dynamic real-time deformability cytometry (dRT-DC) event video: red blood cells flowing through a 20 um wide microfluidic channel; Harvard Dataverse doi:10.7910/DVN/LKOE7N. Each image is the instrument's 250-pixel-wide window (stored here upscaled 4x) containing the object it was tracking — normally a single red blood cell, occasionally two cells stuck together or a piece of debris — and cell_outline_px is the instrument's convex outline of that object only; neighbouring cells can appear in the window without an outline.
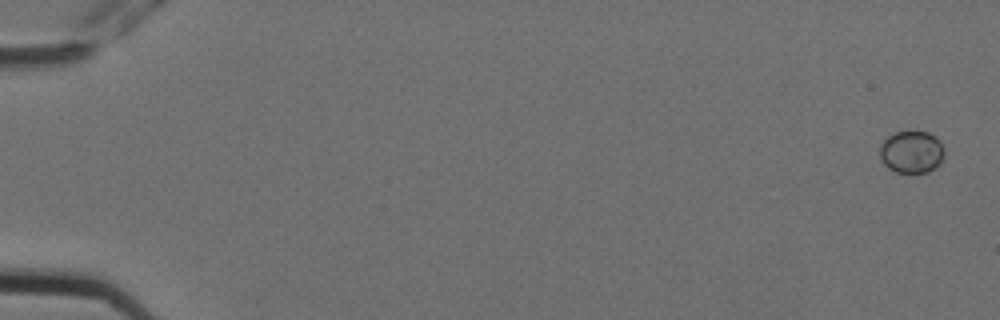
{"species": "Egyptian fruit bat (a non-hibernating species)", "species_latin": "Rousettus aegyptiacus", "temperature_condition": "cold", "stored_images_in_passage": 8, "camera_frame_rate_fps": 3000, "um_per_image_px": 0.085, "animal": {"sex": "female"}, "frame": {"image": 1, "passage_image": 1, "time_ms": 0.0, "image_size_px": [1000, 320], "cell_outline_px": [[944, 156], [928, 172], [896, 172], [888, 168], [880, 160], [880, 144], [888, 136], [896, 132], [928, 132], [936, 136], [940, 140], [944, 148]], "centroid_in_image_um": [77.46, 12.9], "position_along_channel_um": 7.5, "area_um2": 15.78}}
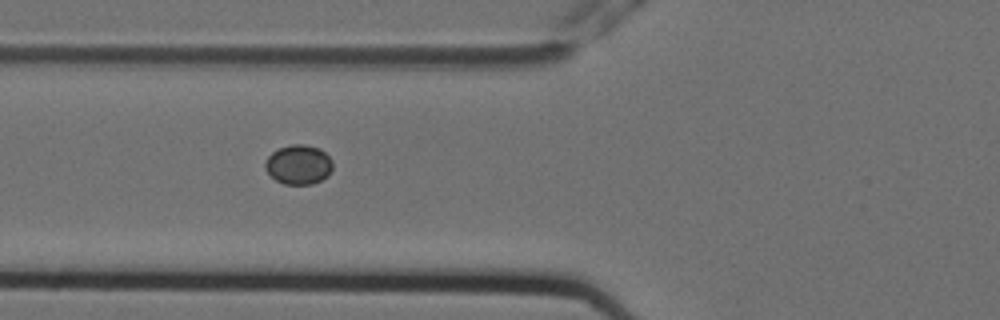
{"frame": {"image": 2, "passage_image": 7, "time_ms": 2.0, "image_size_px": [1000, 320], "cell_outline_px": [[332, 168], [328, 176], [312, 184], [284, 184], [276, 180], [264, 168], [264, 164], [268, 156], [272, 152], [280, 148], [292, 144], [304, 144], [320, 148], [332, 160]], "centroid_in_image_um": [25.38, 13.99], "position_along_channel_um": 100.4, "area_um2": 15.49}}
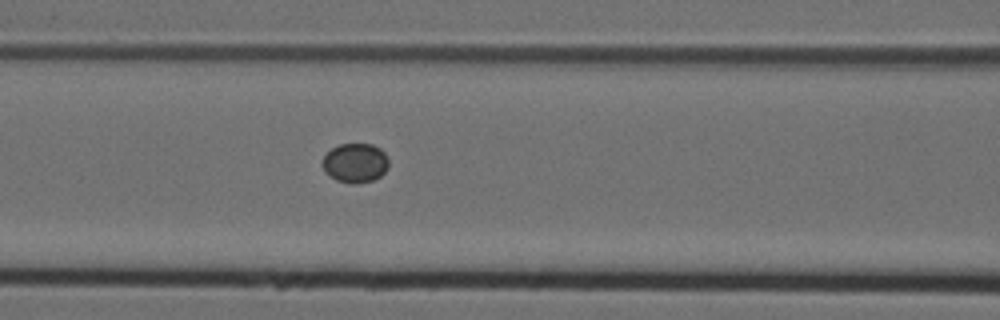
{"frame": {"image": 3, "passage_image": 8, "time_ms": 2.333, "image_size_px": [1000, 320], "cell_outline_px": [[388, 168], [380, 176], [372, 180], [356, 184], [352, 184], [336, 180], [324, 172], [320, 164], [324, 156], [332, 148], [340, 144], [372, 144], [380, 148], [384, 152], [388, 160]], "centroid_in_image_um": [30.17, 13.85], "position_along_channel_um": 136.4, "area_um2": 15.32}}